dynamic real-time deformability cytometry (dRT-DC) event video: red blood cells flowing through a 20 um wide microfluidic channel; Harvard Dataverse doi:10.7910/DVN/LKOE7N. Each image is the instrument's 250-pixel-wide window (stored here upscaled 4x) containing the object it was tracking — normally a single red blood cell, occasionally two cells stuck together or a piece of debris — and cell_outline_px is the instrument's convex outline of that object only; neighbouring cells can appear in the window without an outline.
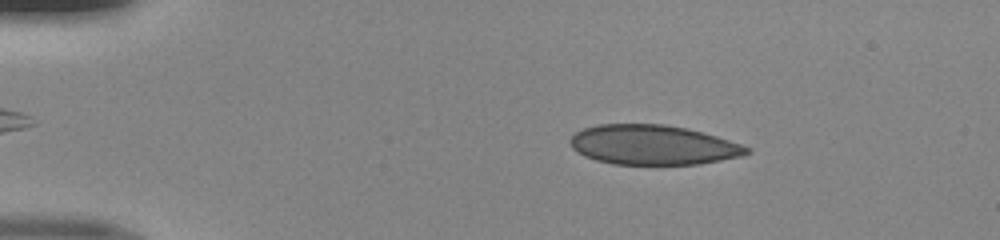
{"species": "human", "species_latin": "Homo sapiens", "temperature_condition": "room temperature", "stored_images_in_passage": 48, "camera_frame_rate_fps": 3000, "um_per_image_px": 0.085, "donor": {"sex": "male"}, "frame": {"image": 1, "passage_image": 8, "time_ms": 2.333, "image_size_px": [1000, 240], "cell_outline_px": [[752, 152], [740, 156], [720, 160], [696, 164], [612, 164], [596, 160], [584, 156], [572, 148], [572, 136], [576, 132], [584, 128], [600, 124], [660, 124], [684, 128], [716, 136], [740, 144], [748, 148]], "centroid_in_image_um": [55.48, 12.32], "position_along_channel_um": 29.5, "area_um2": 40.29}}
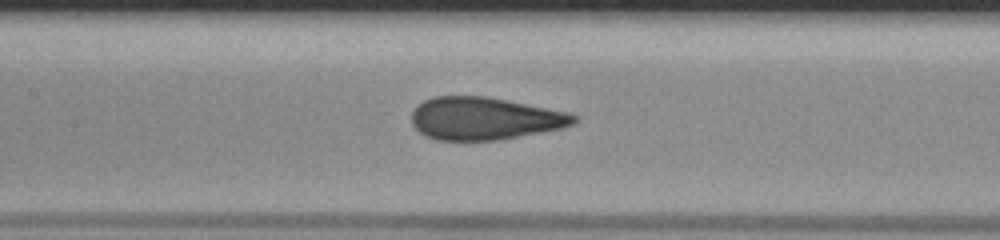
{"frame": {"image": 2, "passage_image": 23, "time_ms": 7.333, "image_size_px": [1000, 240], "cell_outline_px": [[580, 116], [572, 124], [560, 128], [500, 140], [436, 140], [424, 136], [412, 124], [412, 112], [424, 100], [436, 96], [488, 96], [572, 112]], "centroid_in_image_um": [41.22, 10.06], "position_along_channel_um": 166.2, "area_um2": 40.46}}
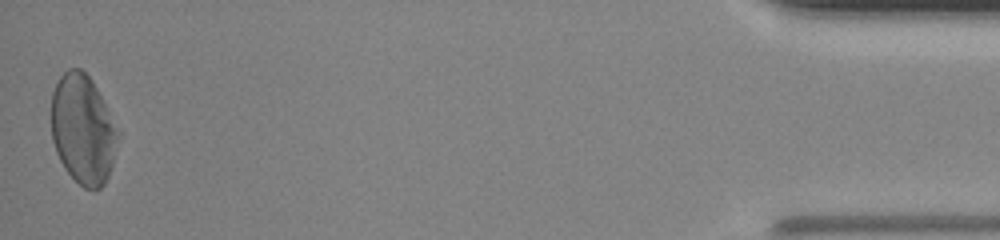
{"frame": {"image": 3, "passage_image": 48, "time_ms": 15.667, "image_size_px": [1000, 240], "cell_outline_px": [[120, 132], [112, 164], [108, 176], [104, 184], [100, 188], [84, 188], [64, 168], [56, 152], [52, 140], [52, 92], [60, 76], [68, 68], [80, 68], [92, 80]], "centroid_in_image_um": [7.05, 10.98], "position_along_channel_um": 428.2, "area_um2": 42.19}}